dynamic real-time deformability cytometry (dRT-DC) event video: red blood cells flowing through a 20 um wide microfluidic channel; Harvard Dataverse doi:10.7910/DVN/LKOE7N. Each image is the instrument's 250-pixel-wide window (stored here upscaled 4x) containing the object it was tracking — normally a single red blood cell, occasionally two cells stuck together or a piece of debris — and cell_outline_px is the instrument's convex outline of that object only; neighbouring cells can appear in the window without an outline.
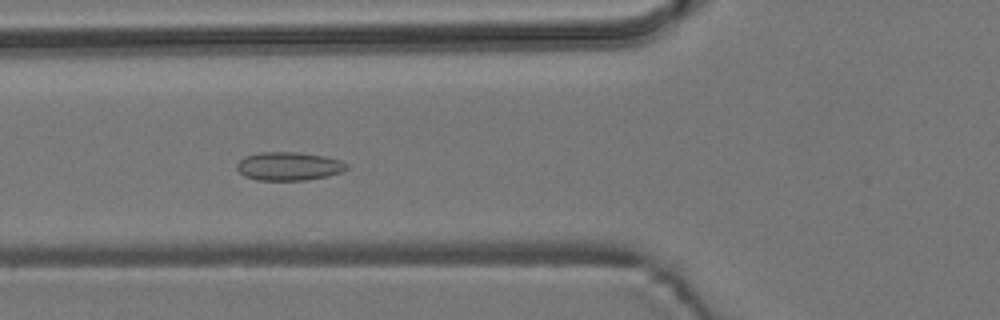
{"species": "common noctule bat (a hibernating species)", "species_latin": "Nyctalus noctula", "temperature_condition": "room temperature", "stored_images_in_passage": 44, "camera_frame_rate_fps": 3000, "um_per_image_px": 0.085, "animal": {"sex": "male", "body_mass_g": 19.2, "forearm_length_mm": 51.8}, "frame": {"image": 1, "passage_image": 11, "time_ms": 3.333, "image_size_px": [1000, 320], "cell_outline_px": [[348, 168], [344, 172], [328, 176], [308, 180], [256, 180], [244, 176], [236, 168], [236, 164], [244, 156], [260, 152], [296, 152], [324, 156], [340, 160], [348, 164]], "centroid_in_image_um": [24.56, 14.13], "position_along_channel_um": 101.2, "area_um2": 18.38}}
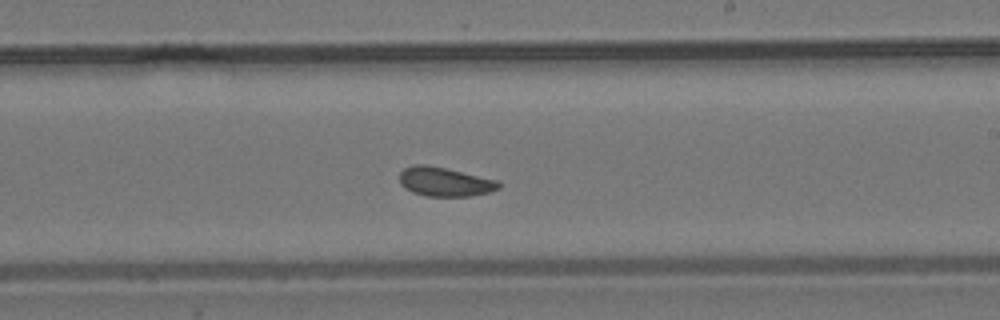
{"frame": {"image": 2, "passage_image": 23, "time_ms": 7.333, "image_size_px": [1000, 320], "cell_outline_px": [[500, 188], [488, 192], [468, 196], [424, 196], [412, 192], [404, 188], [400, 184], [400, 172], [404, 168], [412, 164], [424, 164], [444, 168], [496, 180], [500, 184]], "centroid_in_image_um": [37.74, 15.45], "position_along_channel_um": 251.3, "area_um2": 16.65}}
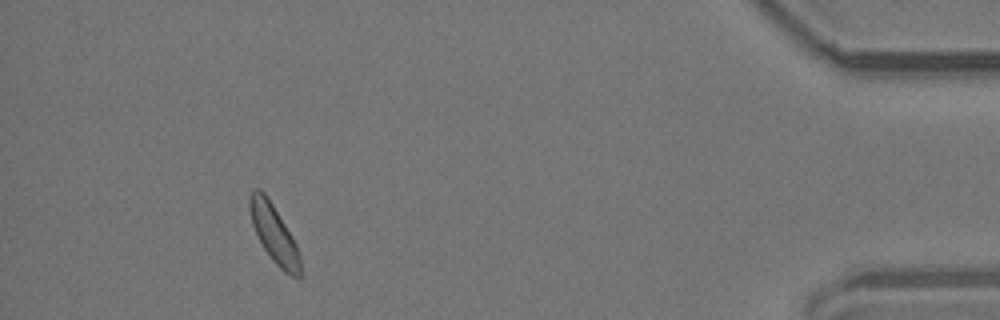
{"frame": {"image": 3, "passage_image": 41, "time_ms": 13.333, "image_size_px": [1000, 320], "cell_outline_px": [[300, 276], [292, 276], [284, 272], [276, 264], [264, 248], [252, 224], [248, 208], [248, 196], [252, 188], [260, 188], [268, 196], [292, 236], [300, 252]], "centroid_in_image_um": [23.26, 19.79], "position_along_channel_um": 411.9, "area_um2": 17.11}, "authors_computed_cell_mechanics": {"area_um2": 17.0221, "velocity_mm_per_s": 3.74, "shape_relaxation_time_tau1_ms": null, "shape_relaxation_time_tau2_ms": 2.528, "deformation_change_tau1": null, "deformation_change_tau2": 0.0818}}